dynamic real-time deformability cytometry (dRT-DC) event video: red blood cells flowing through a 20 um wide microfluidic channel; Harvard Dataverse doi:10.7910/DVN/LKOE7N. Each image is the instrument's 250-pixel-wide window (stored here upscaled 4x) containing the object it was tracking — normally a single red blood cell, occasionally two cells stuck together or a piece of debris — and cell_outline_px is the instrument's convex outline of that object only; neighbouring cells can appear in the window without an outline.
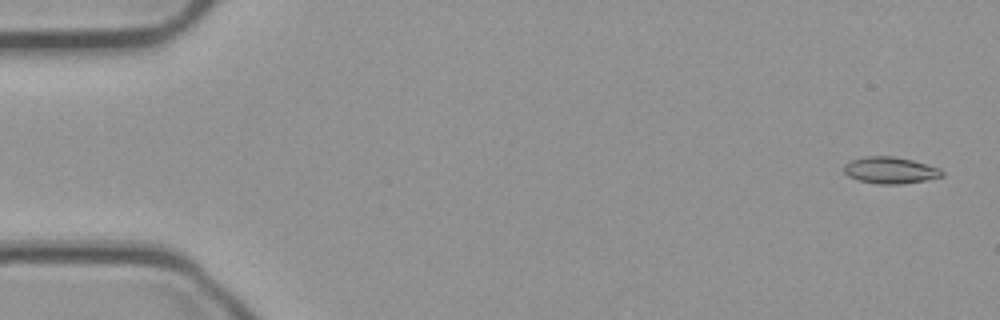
{"species": "common noctule bat (a hibernating species)", "species_latin": "Nyctalus noctula", "temperature_condition": "cold", "stored_images_in_passage": 55, "camera_frame_rate_fps": 3000, "um_per_image_px": 0.085, "animal": {"sex": "male", "body_mass_g": 23.1, "forearm_length_mm": 52.7}, "frame": {"image": 1, "passage_image": 2, "time_ms": 0.333, "image_size_px": [1000, 320], "cell_outline_px": [[944, 176], [924, 180], [900, 184], [880, 184], [860, 180], [848, 176], [844, 172], [844, 164], [852, 160], [864, 156], [892, 156], [912, 160], [940, 168], [944, 172]], "centroid_in_image_um": [75.67, 14.46], "position_along_channel_um": 9.3, "area_um2": 15.09}}
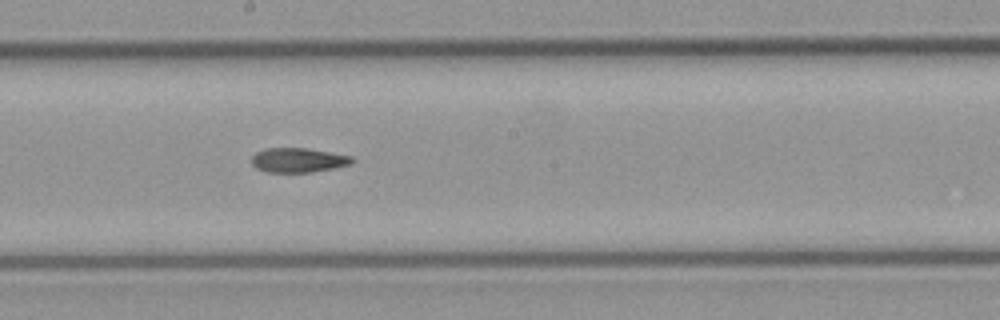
{"frame": {"image": 2, "passage_image": 30, "time_ms": 9.667, "image_size_px": [1000, 320], "cell_outline_px": [[356, 160], [352, 164], [312, 172], [268, 172], [256, 168], [252, 164], [252, 156], [256, 152], [264, 148], [308, 148], [352, 156]], "centroid_in_image_um": [25.36, 13.6], "position_along_channel_um": 222.8, "area_um2": 14.39}}
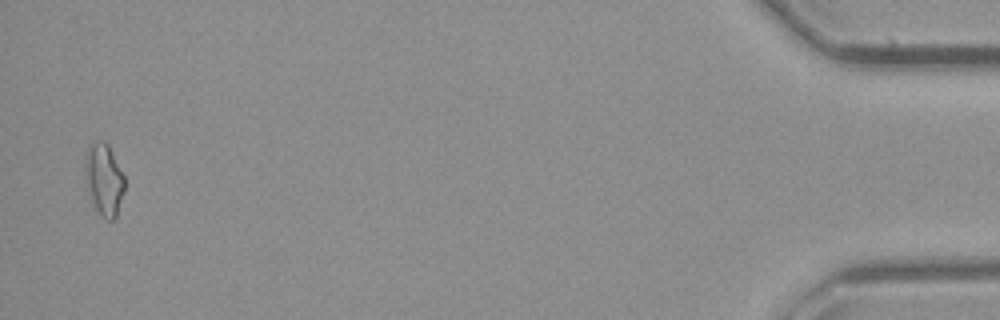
{"frame": {"image": 3, "passage_image": 54, "time_ms": 17.667, "image_size_px": [1000, 320], "cell_outline_px": [[124, 192], [116, 216], [112, 220], [104, 220], [96, 208], [88, 192], [84, 180], [84, 156], [88, 144], [96, 140], [104, 140], [108, 144], [124, 176]], "centroid_in_image_um": [8.8, 15.21], "position_along_channel_um": 426.4, "area_um2": 16.88}, "authors_computed_cell_mechanics": {"area_um2": 14.7968, "velocity_mm_per_s": 3.7363, "shape_relaxation_time_tau1_ms": null, "shape_relaxation_time_tau2_ms": 7.3712, "deformation_change_tau1": null, "deformation_change_tau2": 0.1454}}